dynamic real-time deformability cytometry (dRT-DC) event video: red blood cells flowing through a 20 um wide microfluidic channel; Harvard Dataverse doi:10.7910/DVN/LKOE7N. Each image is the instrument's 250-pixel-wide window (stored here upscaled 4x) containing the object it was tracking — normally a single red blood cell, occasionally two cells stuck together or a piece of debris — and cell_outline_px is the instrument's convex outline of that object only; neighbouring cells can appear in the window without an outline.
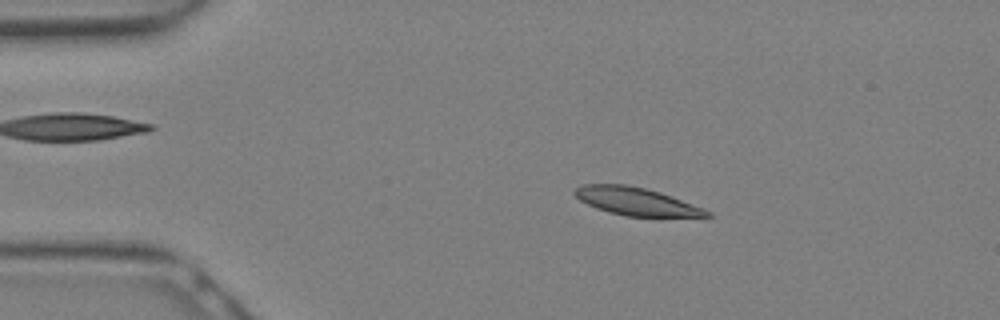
{"species": "Egyptian fruit bat (a non-hibernating species)", "species_latin": "Rousettus aegyptiacus", "temperature_condition": "warm", "stored_images_in_passage": 10, "camera_frame_rate_fps": 3000, "um_per_image_px": 0.085, "animal": {"sex": "female"}, "frame": {"image": 1, "passage_image": 5, "time_ms": 1.333, "image_size_px": [1000, 320], "cell_outline_px": [[712, 216], [624, 216], [608, 212], [596, 208], [580, 200], [572, 192], [576, 188], [584, 184], [624, 184], [644, 188], [660, 192], [704, 208], [712, 212]], "centroid_in_image_um": [54.06, 17.11], "position_along_channel_um": 30.9, "area_um2": 21.21}}
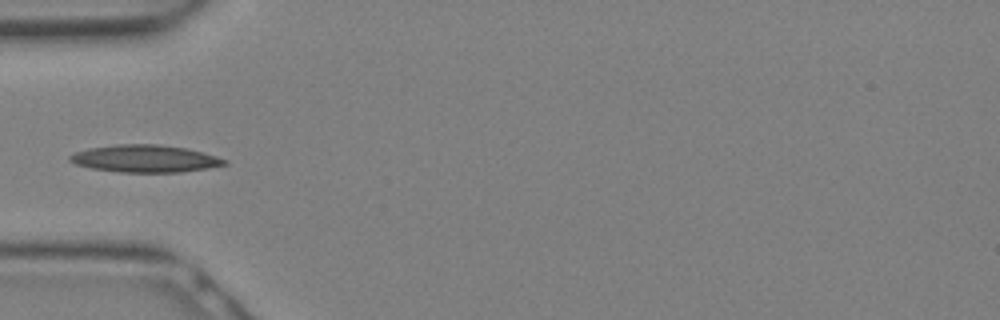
{"frame": {"image": 2, "passage_image": 9, "time_ms": 2.667, "image_size_px": [1000, 320], "cell_outline_px": [[228, 164], [208, 168], [180, 172], [120, 172], [92, 168], [76, 164], [68, 160], [68, 156], [76, 152], [88, 148], [116, 144], [160, 144], [188, 148], [204, 152], [228, 160]], "centroid_in_image_um": [12.35, 13.47], "position_along_channel_um": 72.6, "area_um2": 24.74}}